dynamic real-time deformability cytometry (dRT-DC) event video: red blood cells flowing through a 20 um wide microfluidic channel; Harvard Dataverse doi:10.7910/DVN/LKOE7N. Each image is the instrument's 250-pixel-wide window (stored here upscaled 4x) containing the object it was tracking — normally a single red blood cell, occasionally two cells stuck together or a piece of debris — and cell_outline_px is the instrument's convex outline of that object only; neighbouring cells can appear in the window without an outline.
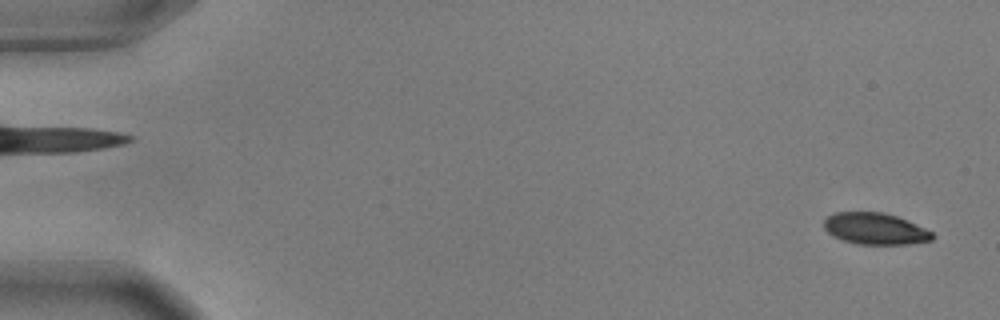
{"species": "common noctule bat (a hibernating species)", "species_latin": "Nyctalus noctula", "temperature_condition": "warm", "stored_images_in_passage": 55, "camera_frame_rate_fps": 3000, "um_per_image_px": 0.085, "animal": {"sex": "male", "body_mass_g": 17.9, "forearm_length_mm": 54.2}, "frame": {"image": 1, "passage_image": 2, "time_ms": 0.333, "image_size_px": [1000, 320], "cell_outline_px": [[936, 236], [932, 240], [908, 244], [856, 244], [832, 236], [824, 228], [824, 220], [828, 216], [836, 212], [884, 212], [908, 220], [932, 232]], "centroid_in_image_um": [74.4, 19.44], "position_along_channel_um": 10.6, "area_um2": 19.94}}
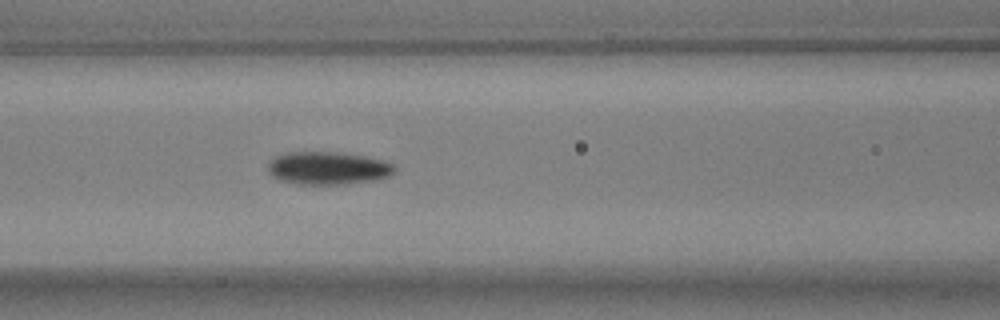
{"frame": {"image": 2, "passage_image": 24, "time_ms": 7.667, "image_size_px": [1000, 320], "cell_outline_px": [[396, 172], [392, 176], [376, 180], [348, 184], [296, 184], [280, 180], [272, 176], [268, 172], [268, 164], [276, 156], [288, 152], [336, 152], [364, 156], [384, 160], [396, 164]], "centroid_in_image_um": [27.94, 14.3], "position_along_channel_um": 138.7, "area_um2": 24.57}}
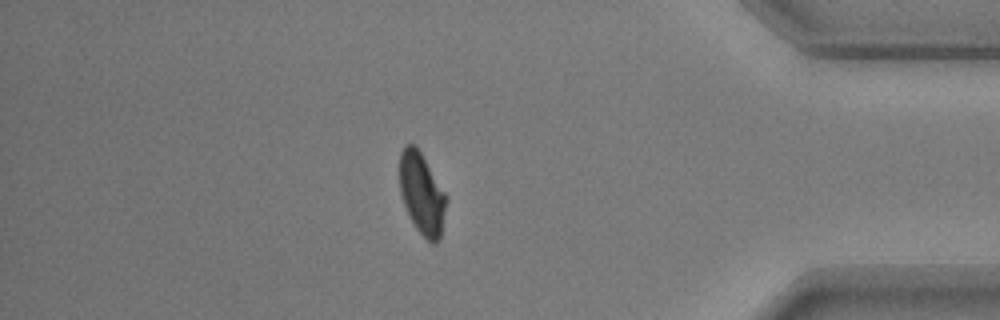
{"frame": {"image": 3, "passage_image": 48, "time_ms": 15.667, "image_size_px": [1000, 320], "cell_outline_px": [[448, 200], [440, 236], [436, 244], [432, 244], [416, 228], [404, 204], [400, 192], [400, 152], [408, 144], [416, 144], [444, 192]], "centroid_in_image_um": [35.86, 16.46], "position_along_channel_um": 399.3, "area_um2": 21.79}, "authors_computed_cell_mechanics": {"area_um2": 22.9466, "velocity_mm_per_s": 3.6599, "shape_relaxation_time_tau1_ms": 3.3831, "shape_relaxation_time_tau2_ms": 1.5847, "deformation_change_tau1": 0.1416, "deformation_change_tau2": 0.0474}}